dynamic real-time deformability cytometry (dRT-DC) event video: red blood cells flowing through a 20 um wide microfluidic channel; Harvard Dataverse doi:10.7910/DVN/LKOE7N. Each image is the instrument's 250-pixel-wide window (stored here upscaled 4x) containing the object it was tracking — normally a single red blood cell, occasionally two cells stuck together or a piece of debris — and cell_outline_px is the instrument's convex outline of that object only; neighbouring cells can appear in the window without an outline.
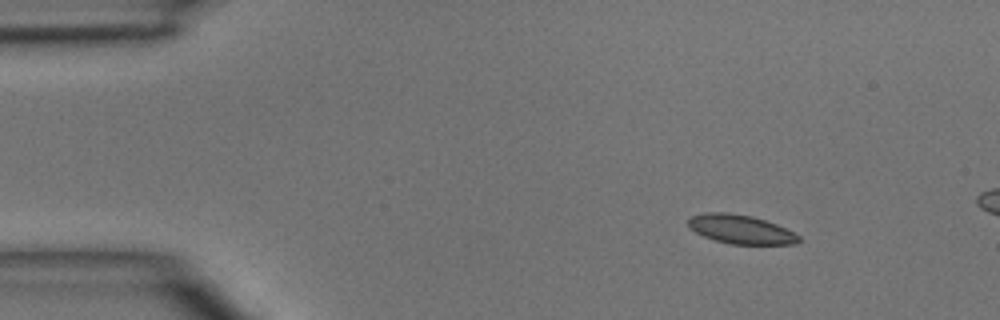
{"species": "common noctule bat (a hibernating species)", "species_latin": "Nyctalus noctula", "temperature_condition": "room temperature", "stored_images_in_passage": 3, "camera_frame_rate_fps": 3000, "um_per_image_px": 0.085, "animal": {"sex": "male", "body_mass_g": 15.6}, "frame": {"image": 1, "passage_image": 1, "time_ms": 0.0, "image_size_px": [1000, 320], "cell_outline_px": [[800, 240], [796, 244], [732, 244], [716, 240], [704, 236], [688, 228], [688, 216], [704, 212], [728, 212], [752, 216], [776, 224], [800, 236]], "centroid_in_image_um": [62.91, 19.48], "position_along_channel_um": 22.1, "area_um2": 18.61}}